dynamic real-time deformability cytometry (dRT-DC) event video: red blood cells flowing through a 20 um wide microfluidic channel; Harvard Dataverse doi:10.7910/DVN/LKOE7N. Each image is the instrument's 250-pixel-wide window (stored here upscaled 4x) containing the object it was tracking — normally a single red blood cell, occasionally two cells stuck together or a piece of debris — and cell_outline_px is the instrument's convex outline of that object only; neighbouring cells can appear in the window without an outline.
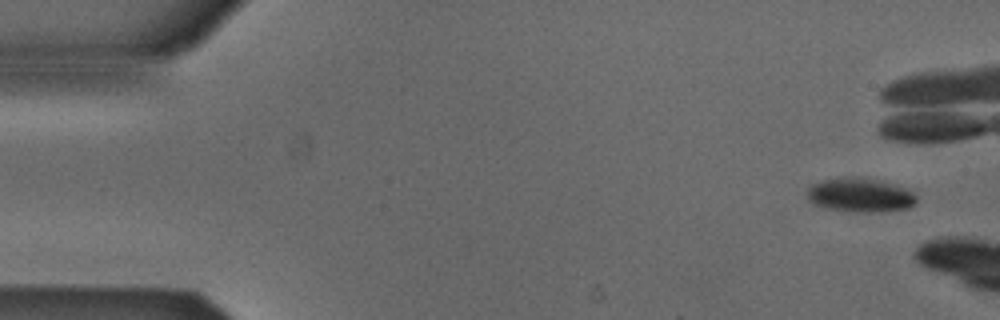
{"species": "Egyptian fruit bat (a non-hibernating species)", "species_latin": "Rousettus aegyptiacus", "temperature_condition": "cold", "stored_images_in_passage": 3, "camera_frame_rate_fps": 3000, "um_per_image_px": 0.085, "animal": {"sex": "male"}, "frame": {"image": 1, "passage_image": 1, "time_ms": 0.0, "image_size_px": [1000, 320], "cell_outline_px": [[916, 200], [908, 208], [884, 212], [856, 212], [824, 208], [812, 204], [808, 196], [808, 188], [812, 184], [820, 180], [836, 176], [860, 176], [892, 184], [904, 188], [912, 192], [916, 196]], "centroid_in_image_um": [73.05, 16.57], "position_along_channel_um": 12.0, "area_um2": 21.96}}